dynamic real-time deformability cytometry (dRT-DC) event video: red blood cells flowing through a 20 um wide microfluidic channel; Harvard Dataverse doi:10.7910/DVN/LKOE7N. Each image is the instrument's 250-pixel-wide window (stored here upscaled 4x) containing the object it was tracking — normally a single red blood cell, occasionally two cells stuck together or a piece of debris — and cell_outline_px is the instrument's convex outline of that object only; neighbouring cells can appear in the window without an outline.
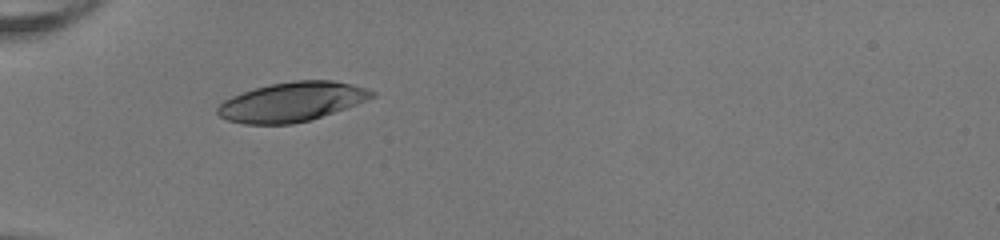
{"species": "human", "species_latin": "Homo sapiens", "temperature_condition": "room temperature", "stored_images_in_passage": 14, "camera_frame_rate_fps": 3000, "um_per_image_px": 0.085, "donor": {"sex": "female"}, "frame": {"image": 1, "passage_image": 1, "time_ms": 0.0, "image_size_px": [1000, 240], "cell_outline_px": [[376, 96], [312, 120], [292, 124], [244, 124], [228, 120], [220, 116], [216, 112], [216, 108], [224, 100], [232, 96], [256, 88], [272, 84], [296, 80], [332, 80], [352, 84], [376, 92]], "centroid_in_image_um": [24.8, 8.66], "position_along_channel_um": 60.2, "area_um2": 35.08}}
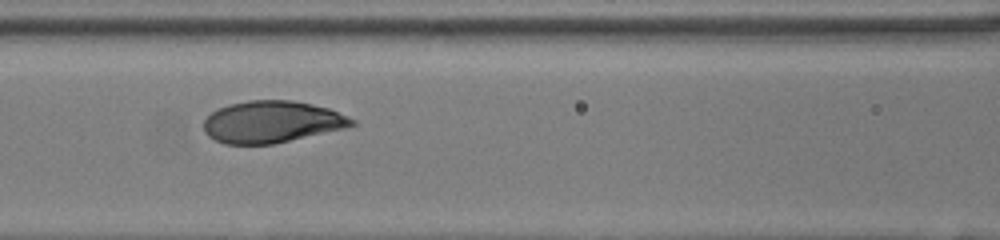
{"frame": {"image": 2, "passage_image": 8, "time_ms": 2.333, "image_size_px": [1000, 240], "cell_outline_px": [[356, 124], [348, 128], [272, 144], [224, 144], [208, 136], [204, 132], [204, 120], [212, 112], [228, 104], [248, 100], [292, 100], [312, 104], [328, 108], [348, 116], [356, 120]], "centroid_in_image_um": [23.13, 10.36], "position_along_channel_um": 143.5, "area_um2": 36.24}}
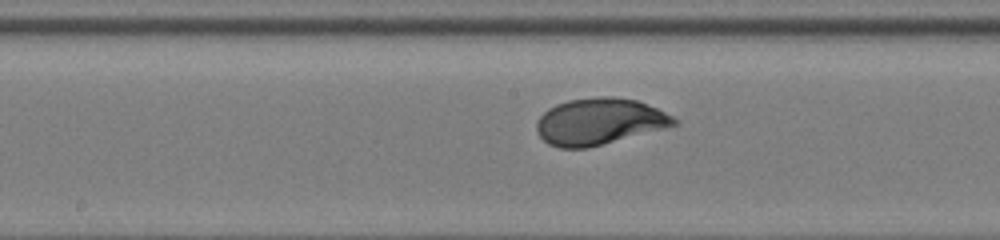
{"frame": {"image": 3, "passage_image": 12, "time_ms": 3.667, "image_size_px": [1000, 240], "cell_outline_px": [[680, 124], [588, 148], [560, 148], [548, 144], [536, 132], [536, 124], [540, 116], [548, 108], [556, 104], [568, 100], [600, 96], [612, 96], [636, 100], [656, 108], [680, 120]], "centroid_in_image_um": [50.93, 10.33], "position_along_channel_um": 197.3, "area_um2": 37.28}}